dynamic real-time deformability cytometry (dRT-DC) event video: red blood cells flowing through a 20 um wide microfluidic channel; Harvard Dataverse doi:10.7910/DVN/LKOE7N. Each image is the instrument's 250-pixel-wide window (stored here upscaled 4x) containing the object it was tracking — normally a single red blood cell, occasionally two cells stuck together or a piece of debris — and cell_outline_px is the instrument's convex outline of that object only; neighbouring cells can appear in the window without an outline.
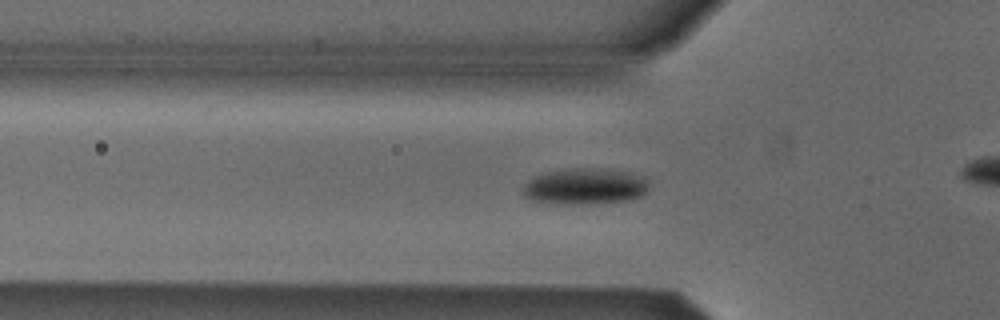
{"species": "Egyptian fruit bat (a non-hibernating species)", "species_latin": "Rousettus aegyptiacus", "temperature_condition": "cold", "stored_images_in_passage": 22, "camera_frame_rate_fps": 3000, "um_per_image_px": 0.085, "animal": {"sex": "male"}, "frame": {"image": 1, "passage_image": 16, "time_ms": 5.0, "image_size_px": [1000, 320], "cell_outline_px": [[648, 188], [644, 196], [628, 200], [588, 204], [560, 204], [532, 200], [524, 196], [524, 184], [532, 176], [544, 172], [572, 168], [600, 168], [628, 172], [644, 176], [648, 184]], "centroid_in_image_um": [49.73, 15.83], "position_along_channel_um": 76.1, "area_um2": 26.82}}
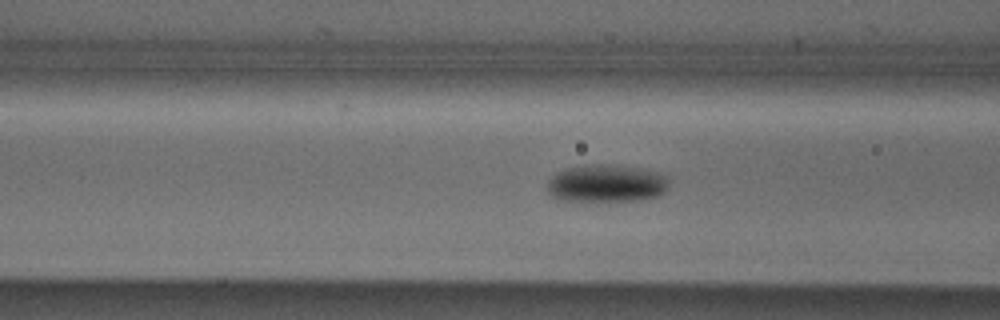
{"frame": {"image": 2, "passage_image": 19, "time_ms": 6.0, "image_size_px": [1000, 320], "cell_outline_px": [[668, 188], [660, 196], [640, 200], [556, 200], [548, 192], [548, 180], [556, 172], [568, 168], [592, 164], [616, 164], [640, 168], [656, 172], [664, 176], [668, 180]], "centroid_in_image_um": [51.55, 15.58], "position_along_channel_um": 115.1, "area_um2": 26.65}}